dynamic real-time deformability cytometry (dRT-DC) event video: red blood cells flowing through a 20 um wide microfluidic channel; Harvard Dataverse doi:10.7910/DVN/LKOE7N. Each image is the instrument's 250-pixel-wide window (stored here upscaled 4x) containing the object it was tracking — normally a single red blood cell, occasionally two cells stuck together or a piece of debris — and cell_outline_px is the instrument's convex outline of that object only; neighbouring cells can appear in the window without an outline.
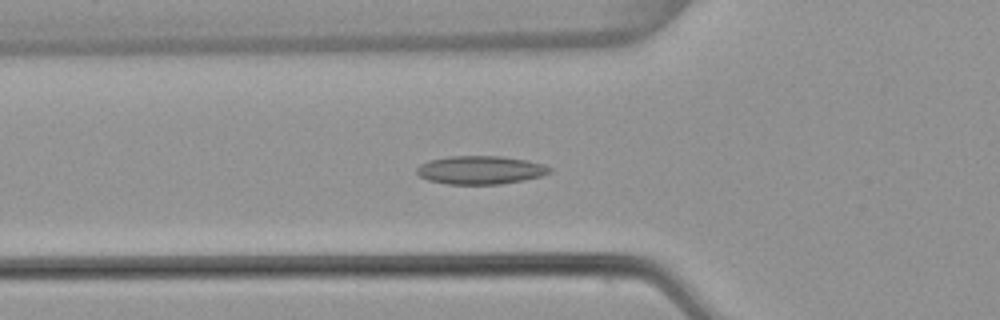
{"species": "common noctule bat (a hibernating species)", "species_latin": "Nyctalus noctula", "temperature_condition": "warm", "stored_images_in_passage": 54, "camera_frame_rate_fps": 3000, "um_per_image_px": 0.085, "animal": {"sex": "female", "body_mass_g": 22.7, "forearm_length_mm": 54.2}, "frame": {"image": 1, "passage_image": 19, "time_ms": 6.0, "image_size_px": [1000, 320], "cell_outline_px": [[552, 172], [540, 176], [524, 180], [500, 184], [448, 184], [428, 180], [420, 176], [416, 172], [416, 168], [420, 164], [428, 160], [448, 156], [500, 156], [528, 160], [544, 164], [552, 168]], "centroid_in_image_um": [40.84, 14.44], "position_along_channel_um": 85.0, "area_um2": 22.08}}
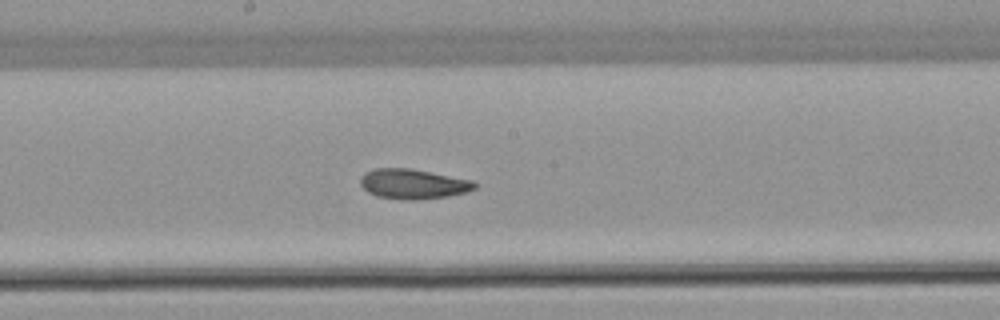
{"frame": {"image": 2, "passage_image": 29, "time_ms": 9.333, "image_size_px": [1000, 320], "cell_outline_px": [[476, 188], [464, 192], [448, 196], [412, 200], [376, 196], [368, 192], [360, 184], [360, 176], [364, 172], [376, 168], [412, 168], [472, 180], [476, 184]], "centroid_in_image_um": [35.08, 15.62], "position_along_channel_um": 213.1, "area_um2": 19.83}}
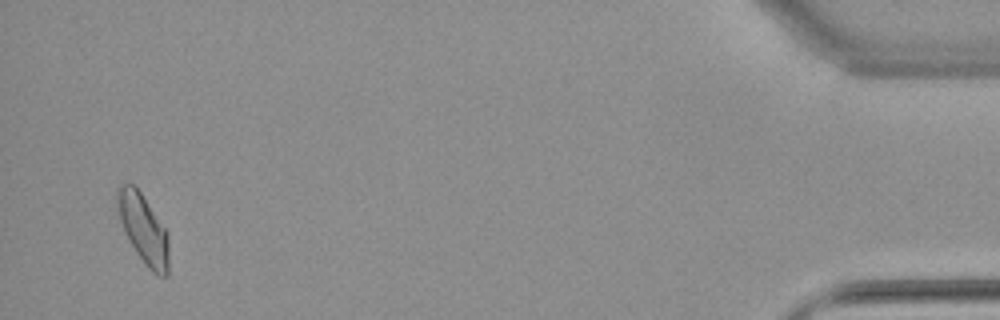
{"frame": {"image": 3, "passage_image": 52, "time_ms": 17.0, "image_size_px": [1000, 320], "cell_outline_px": [[168, 276], [156, 276], [144, 264], [136, 252], [124, 232], [120, 220], [116, 204], [116, 188], [120, 184], [132, 184], [140, 192], [168, 232]], "centroid_in_image_um": [12.18, 19.47], "position_along_channel_um": 423.0, "area_um2": 20.81}, "authors_computed_cell_mechanics": {"area_um2": 20.0566, "velocity_mm_per_s": 3.8281, "shape_relaxation_time_tau1_ms": null, "shape_relaxation_time_tau2_ms": 2.592, "deformation_change_tau1": null, "deformation_change_tau2": 0.0912}}